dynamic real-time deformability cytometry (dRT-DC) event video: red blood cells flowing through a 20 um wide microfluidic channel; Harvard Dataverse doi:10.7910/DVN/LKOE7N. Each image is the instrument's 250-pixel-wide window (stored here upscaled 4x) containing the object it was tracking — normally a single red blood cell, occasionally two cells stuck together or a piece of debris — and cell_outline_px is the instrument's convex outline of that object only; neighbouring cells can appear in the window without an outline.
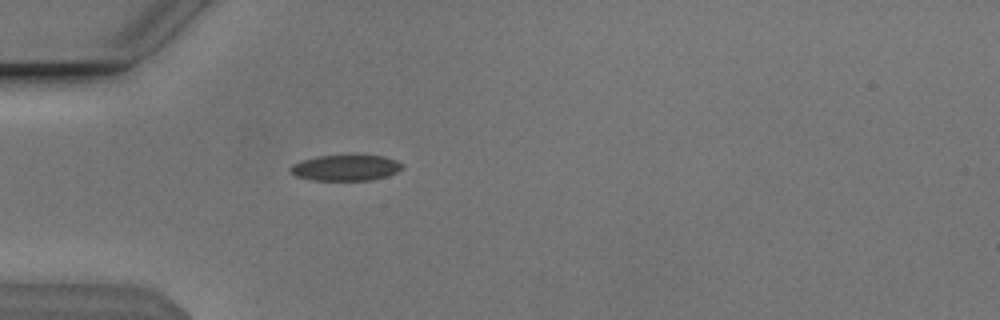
{"species": "Egyptian fruit bat (a non-hibernating species)", "species_latin": "Rousettus aegyptiacus", "temperature_condition": "cold", "stored_images_in_passage": 39, "camera_frame_rate_fps": 3000, "um_per_image_px": 0.085, "animal": {"sex": "male"}, "frame": {"image": 1, "passage_image": 2, "time_ms": 0.333, "image_size_px": [1000, 320], "cell_outline_px": [[404, 168], [396, 172], [372, 180], [316, 180], [296, 176], [288, 172], [288, 168], [292, 164], [300, 160], [320, 156], [384, 156], [396, 160], [404, 164]], "centroid_in_image_um": [29.35, 14.26], "position_along_channel_um": 55.6, "area_um2": 16.76}}
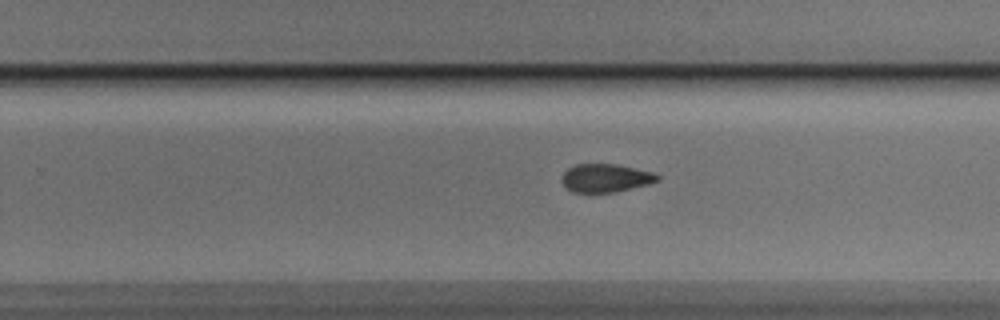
{"frame": {"image": 2, "passage_image": 20, "time_ms": 6.333, "image_size_px": [1000, 320], "cell_outline_px": [[660, 180], [648, 184], [612, 192], [572, 192], [564, 184], [564, 172], [568, 168], [576, 164], [616, 164], [652, 172], [660, 176]], "centroid_in_image_um": [51.5, 15.12], "position_along_channel_um": 278.3, "area_um2": 15.37}}
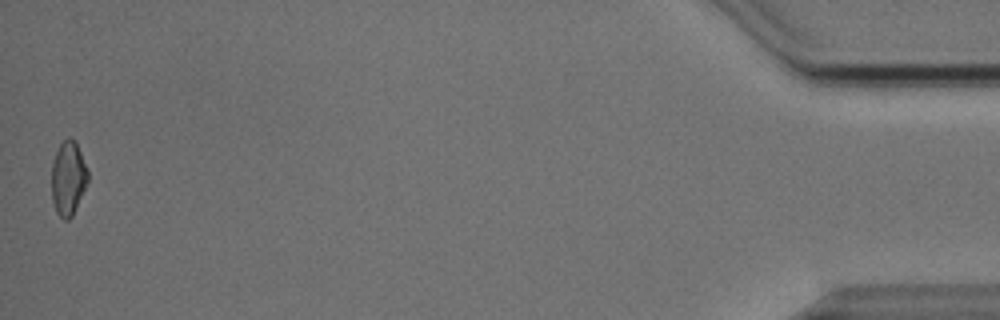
{"frame": {"image": 3, "passage_image": 39, "time_ms": 12.667, "image_size_px": [1000, 320], "cell_outline_px": [[88, 180], [72, 216], [68, 220], [64, 220], [56, 212], [52, 200], [52, 164], [56, 152], [60, 144], [68, 136], [76, 144], [80, 152], [88, 172]], "centroid_in_image_um": [5.78, 15.17], "position_along_channel_um": 429.4, "area_um2": 15.32}, "authors_computed_cell_mechanics": {"area_um2": 16.2996, "velocity_mm_per_s": 3.8493, "shape_relaxation_time_tau1_ms": null, "shape_relaxation_time_tau2_ms": 2.6493, "deformation_change_tau1": null, "deformation_change_tau2": 0.0832}}